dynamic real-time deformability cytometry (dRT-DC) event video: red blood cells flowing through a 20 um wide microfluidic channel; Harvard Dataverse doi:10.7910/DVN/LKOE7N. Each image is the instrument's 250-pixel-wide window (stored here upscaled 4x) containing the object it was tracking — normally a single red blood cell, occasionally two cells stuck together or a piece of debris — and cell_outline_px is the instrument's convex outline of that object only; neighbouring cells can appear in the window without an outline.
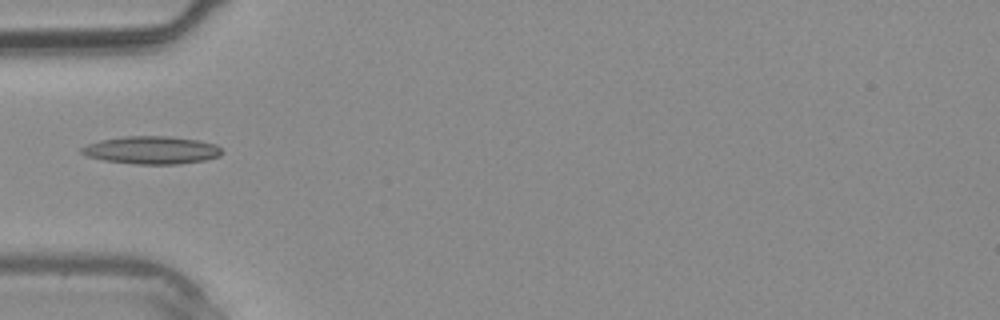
{"species": "common noctule bat (a hibernating species)", "species_latin": "Nyctalus noctula", "temperature_condition": "warm", "stored_images_in_passage": 27, "camera_frame_rate_fps": 3000, "um_per_image_px": 0.085, "animal": {"sex": "male", "body_mass_g": 20.4}, "frame": {"image": 1, "passage_image": 1, "time_ms": 0.0, "image_size_px": [1000, 320], "cell_outline_px": [[224, 152], [220, 156], [204, 160], [180, 164], [136, 164], [104, 160], [88, 156], [80, 152], [80, 148], [88, 144], [100, 140], [124, 136], [168, 136], [196, 140], [216, 144]], "centroid_in_image_um": [12.9, 12.76], "position_along_channel_um": 72.1, "area_um2": 22.66}}
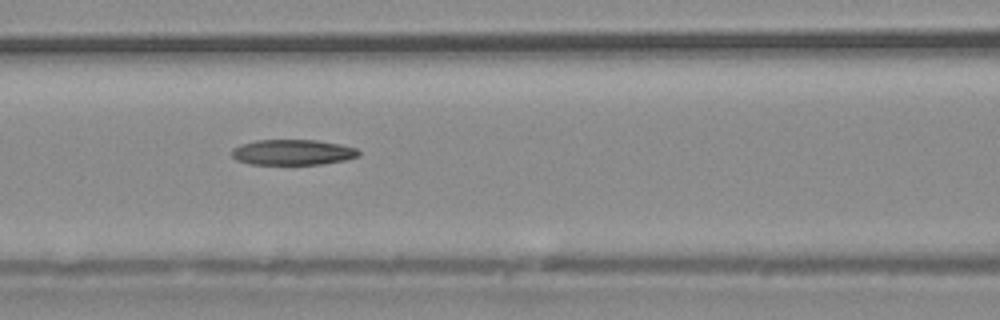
{"frame": {"image": 2, "passage_image": 5, "time_ms": 1.333, "image_size_px": [1000, 320], "cell_outline_px": [[360, 156], [344, 160], [320, 164], [248, 164], [236, 160], [232, 156], [232, 148], [240, 144], [256, 140], [316, 140], [340, 144], [356, 148], [360, 152]], "centroid_in_image_um": [24.86, 12.94], "position_along_channel_um": 141.7, "area_um2": 18.9}}
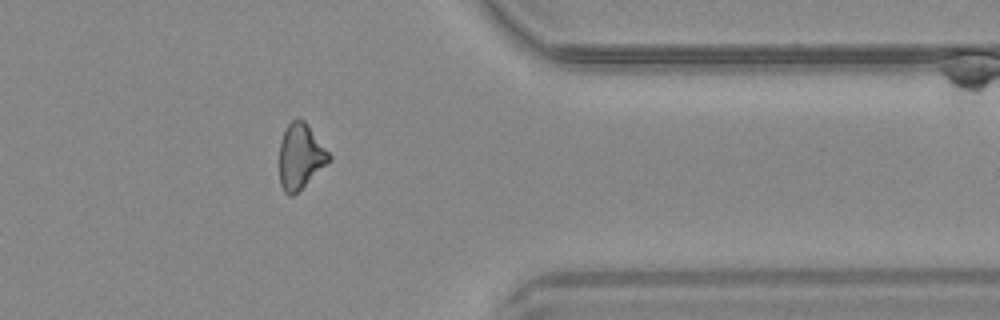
{"frame": {"image": 3, "passage_image": 20, "time_ms": 6.333, "image_size_px": [1000, 320], "cell_outline_px": [[332, 160], [292, 196], [288, 196], [284, 192], [280, 184], [280, 140], [284, 128], [292, 120], [304, 120], [308, 124], [332, 156]], "centroid_in_image_um": [25.54, 13.28], "position_along_channel_um": 385.9, "area_um2": 18.9}}